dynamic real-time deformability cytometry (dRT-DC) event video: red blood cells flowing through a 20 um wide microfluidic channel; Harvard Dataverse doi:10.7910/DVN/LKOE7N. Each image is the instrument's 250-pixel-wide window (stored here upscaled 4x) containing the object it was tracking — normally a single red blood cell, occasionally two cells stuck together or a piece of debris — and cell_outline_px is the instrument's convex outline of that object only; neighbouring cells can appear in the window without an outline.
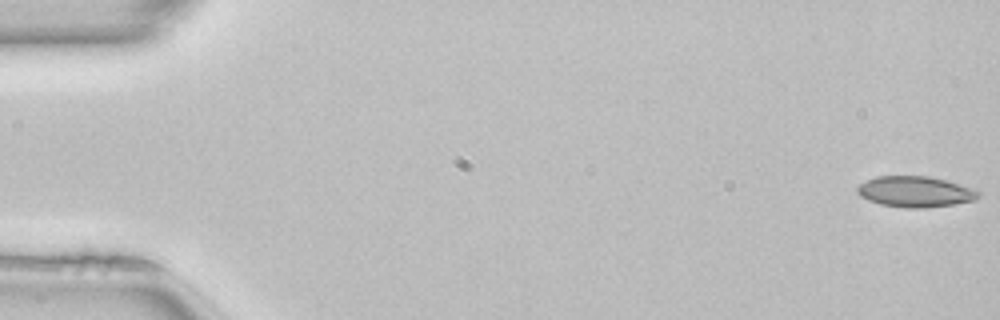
{"species": "common noctule bat (a hibernating species)", "species_latin": "Nyctalus noctula", "temperature_condition": "room temperature", "stored_images_in_passage": 3, "camera_frame_rate_fps": 3000, "um_per_image_px": 0.085, "animal": {"sex": "female", "body_mass_g": 22.7, "forearm_length_mm": 54.2}, "frame": {"image": 1, "passage_image": 1, "time_ms": 0.0, "image_size_px": [1000, 320], "cell_outline_px": [[980, 196], [972, 200], [952, 204], [924, 208], [908, 208], [880, 204], [868, 200], [860, 196], [856, 192], [856, 188], [860, 184], [876, 176], [928, 176], [944, 180], [980, 192]], "centroid_in_image_um": [77.71, 16.3], "position_along_channel_um": 7.3, "area_um2": 21.33}}